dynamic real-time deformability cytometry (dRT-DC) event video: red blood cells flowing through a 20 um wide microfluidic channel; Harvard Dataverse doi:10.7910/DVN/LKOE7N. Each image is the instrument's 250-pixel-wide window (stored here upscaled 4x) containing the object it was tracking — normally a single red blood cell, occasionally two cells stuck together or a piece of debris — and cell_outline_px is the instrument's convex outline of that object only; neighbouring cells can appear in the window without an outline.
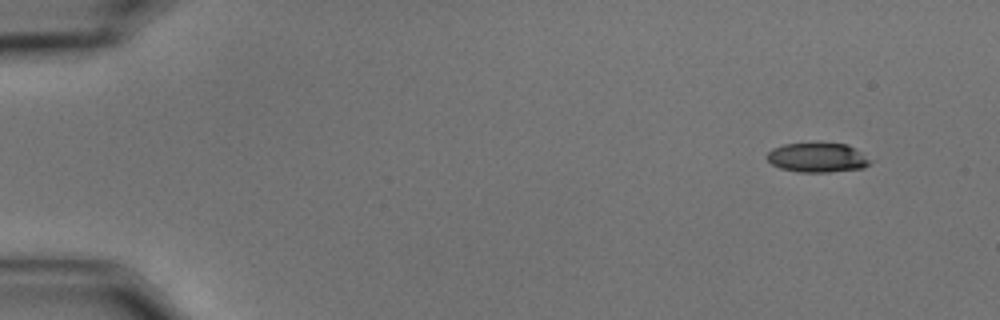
{"species": "common noctule bat (a hibernating species)", "species_latin": "Nyctalus noctula", "temperature_condition": "cold", "stored_images_in_passage": 35, "camera_frame_rate_fps": 3000, "um_per_image_px": 0.085, "animal": {"sex": "male", "body_mass_g": 15.6}, "frame": {"image": 1, "passage_image": 1, "time_ms": 0.0, "image_size_px": [1000, 320], "cell_outline_px": [[872, 160], [864, 168], [828, 172], [800, 172], [780, 168], [772, 164], [764, 156], [772, 148], [784, 144], [816, 140], [848, 144]], "centroid_in_image_um": [69.45, 13.34], "position_along_channel_um": 15.5, "area_um2": 18.44}}
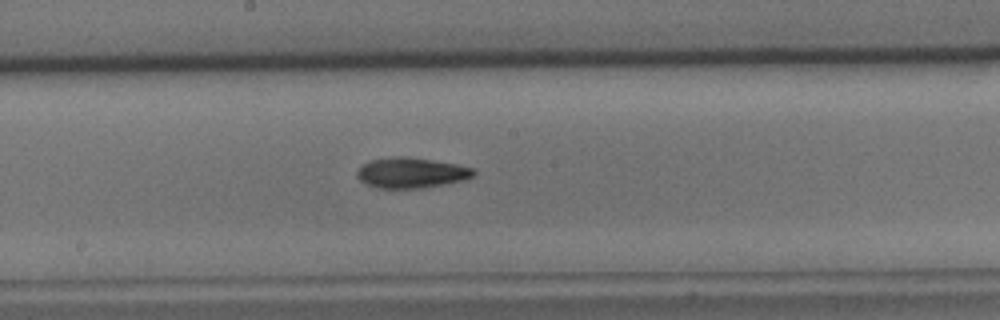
{"frame": {"image": 2, "passage_image": 28, "time_ms": 9.0, "image_size_px": [1000, 320], "cell_outline_px": [[476, 172], [472, 176], [464, 180], [444, 184], [420, 188], [376, 188], [360, 180], [356, 176], [356, 172], [360, 164], [368, 160], [396, 156], [404, 156], [432, 160], [456, 164], [472, 168]], "centroid_in_image_um": [34.9, 14.68], "position_along_channel_um": 213.3, "area_um2": 20.69}}
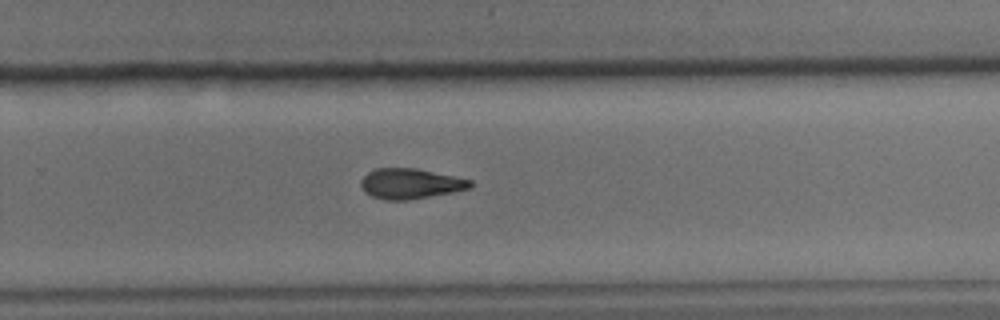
{"frame": {"image": 3, "passage_image": 35, "time_ms": 11.333, "image_size_px": [1000, 320], "cell_outline_px": [[472, 188], [452, 192], [408, 200], [384, 200], [372, 196], [364, 192], [360, 184], [360, 180], [368, 172], [376, 168], [416, 168], [472, 180]], "centroid_in_image_um": [34.86, 15.61], "position_along_channel_um": 294.9, "area_um2": 19.31}}